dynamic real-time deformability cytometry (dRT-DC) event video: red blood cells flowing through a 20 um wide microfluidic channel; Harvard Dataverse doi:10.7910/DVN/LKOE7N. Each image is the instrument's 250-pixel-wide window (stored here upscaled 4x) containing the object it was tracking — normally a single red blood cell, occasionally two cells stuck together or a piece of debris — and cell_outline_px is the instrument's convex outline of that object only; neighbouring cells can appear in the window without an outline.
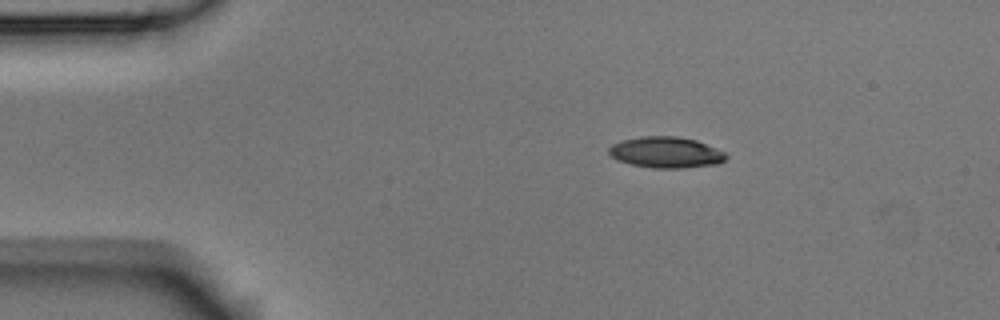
{"species": "Egyptian fruit bat (a non-hibernating species)", "species_latin": "Rousettus aegyptiacus", "temperature_condition": "room temperature", "stored_images_in_passage": 5, "camera_frame_rate_fps": 3000, "um_per_image_px": 0.085, "animal": {"sex": "male"}, "frame": {"image": 1, "passage_image": 2, "time_ms": 0.333, "image_size_px": [1000, 320], "cell_outline_px": [[728, 156], [724, 160], [716, 164], [680, 168], [656, 168], [632, 164], [620, 160], [612, 156], [608, 152], [608, 148], [612, 144], [624, 140], [640, 136], [680, 136], [696, 140], [716, 148], [724, 152]], "centroid_in_image_um": [56.62, 12.94], "position_along_channel_um": 28.4, "area_um2": 20.98}}
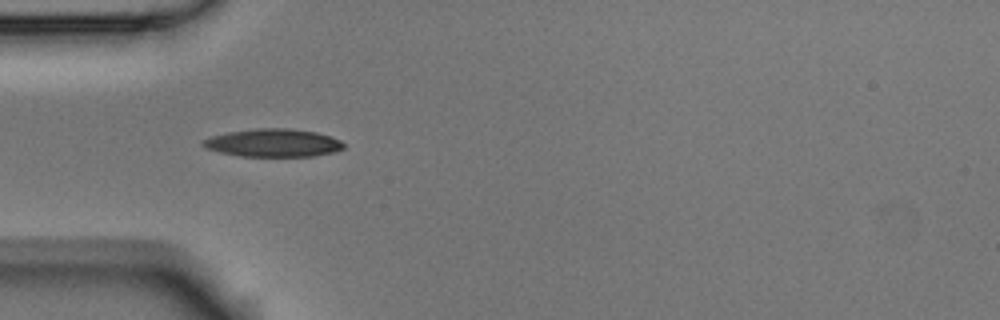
{"frame": {"image": 2, "passage_image": 4, "time_ms": 1.0, "image_size_px": [1000, 320], "cell_outline_px": [[344, 148], [332, 152], [312, 156], [240, 156], [220, 152], [208, 148], [200, 144], [204, 140], [212, 136], [228, 132], [256, 128], [288, 128], [316, 132], [340, 140], [344, 144]], "centroid_in_image_um": [23.22, 12.14], "position_along_channel_um": 61.8, "area_um2": 22.66}}
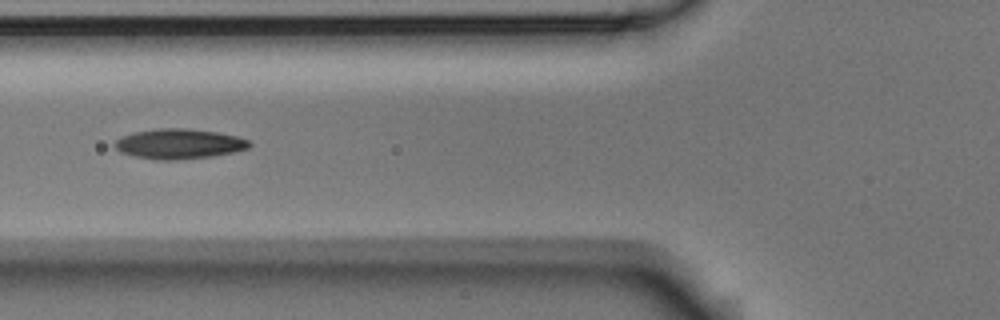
{"frame": {"image": 3, "passage_image": 5, "time_ms": 1.333, "image_size_px": [1000, 320], "cell_outline_px": [[252, 144], [248, 148], [232, 152], [212, 156], [176, 160], [156, 160], [136, 156], [120, 152], [112, 144], [116, 140], [132, 132], [160, 128], [184, 128], [216, 132], [236, 136], [248, 140]], "centroid_in_image_um": [15.2, 12.23], "position_along_channel_um": 110.6, "area_um2": 23.41}}